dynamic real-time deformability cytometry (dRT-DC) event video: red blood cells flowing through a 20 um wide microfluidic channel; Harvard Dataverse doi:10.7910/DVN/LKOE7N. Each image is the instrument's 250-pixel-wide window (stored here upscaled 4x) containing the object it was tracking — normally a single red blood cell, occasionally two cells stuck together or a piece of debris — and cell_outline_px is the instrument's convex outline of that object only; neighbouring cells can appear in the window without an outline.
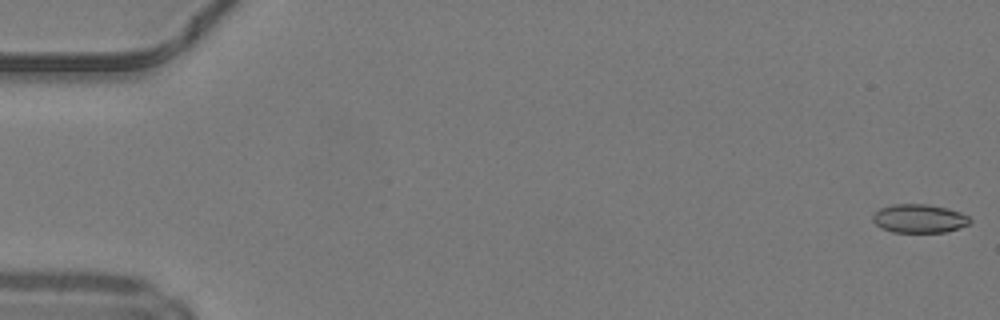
{"species": "common noctule bat (a hibernating species)", "species_latin": "Nyctalus noctula", "temperature_condition": "warm", "stored_images_in_passage": 23, "camera_frame_rate_fps": 3000, "um_per_image_px": 0.085, "animal": {"sex": "male", "body_mass_g": 19.2, "forearm_length_mm": 51.8}, "frame": {"image": 1, "passage_image": 1, "time_ms": 0.0, "image_size_px": [1000, 320], "cell_outline_px": [[972, 220], [968, 224], [944, 232], [892, 232], [880, 228], [872, 220], [872, 216], [880, 208], [892, 204], [928, 204], [948, 208], [960, 212], [968, 216]], "centroid_in_image_um": [78.11, 18.57], "position_along_channel_um": 6.9, "area_um2": 16.18}}
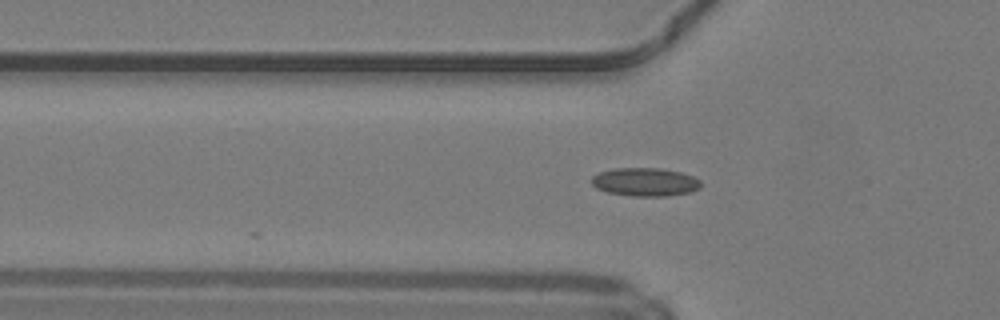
{"frame": {"image": 2, "passage_image": 17, "time_ms": 5.333, "image_size_px": [1000, 320], "cell_outline_px": [[700, 188], [688, 192], [668, 196], [632, 196], [608, 192], [596, 188], [592, 184], [592, 176], [600, 172], [612, 168], [660, 168], [680, 172], [692, 176], [700, 180]], "centroid_in_image_um": [54.81, 15.46], "position_along_channel_um": 71.0, "area_um2": 17.98}}
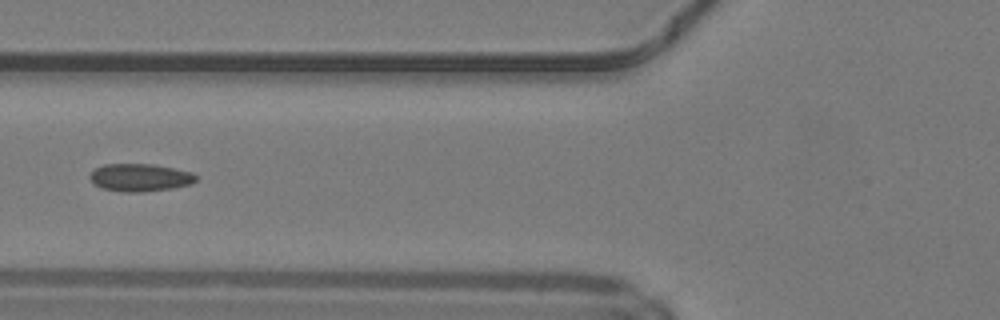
{"frame": {"image": 3, "passage_image": 20, "time_ms": 6.333, "image_size_px": [1000, 320], "cell_outline_px": [[196, 180], [192, 184], [172, 188], [144, 192], [120, 192], [100, 188], [88, 176], [96, 168], [104, 164], [152, 164], [192, 172], [196, 176]], "centroid_in_image_um": [11.9, 15.1], "position_along_channel_um": 113.9, "area_um2": 17.11}}